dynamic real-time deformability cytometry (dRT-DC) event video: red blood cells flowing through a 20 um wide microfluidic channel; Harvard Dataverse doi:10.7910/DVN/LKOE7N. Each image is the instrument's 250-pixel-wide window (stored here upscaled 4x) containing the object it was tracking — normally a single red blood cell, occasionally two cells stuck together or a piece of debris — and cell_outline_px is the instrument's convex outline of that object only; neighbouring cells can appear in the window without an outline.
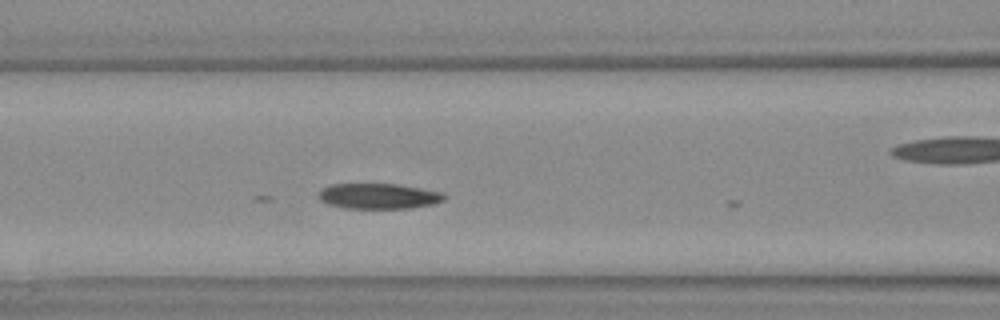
{"species": "Egyptian fruit bat (a non-hibernating species)", "species_latin": "Rousettus aegyptiacus", "temperature_condition": "warm", "stored_images_in_passage": 11, "camera_frame_rate_fps": 3000, "um_per_image_px": 0.085, "animal": {"sex": "female"}, "frame": {"image": 1, "passage_image": 10, "time_ms": 3.0, "image_size_px": [1000, 320], "cell_outline_px": [[444, 200], [432, 204], [412, 208], [348, 208], [328, 204], [320, 200], [320, 188], [332, 184], [396, 184], [444, 192]], "centroid_in_image_um": [32.19, 16.66], "position_along_channel_um": 134.4, "area_um2": 18.5}}